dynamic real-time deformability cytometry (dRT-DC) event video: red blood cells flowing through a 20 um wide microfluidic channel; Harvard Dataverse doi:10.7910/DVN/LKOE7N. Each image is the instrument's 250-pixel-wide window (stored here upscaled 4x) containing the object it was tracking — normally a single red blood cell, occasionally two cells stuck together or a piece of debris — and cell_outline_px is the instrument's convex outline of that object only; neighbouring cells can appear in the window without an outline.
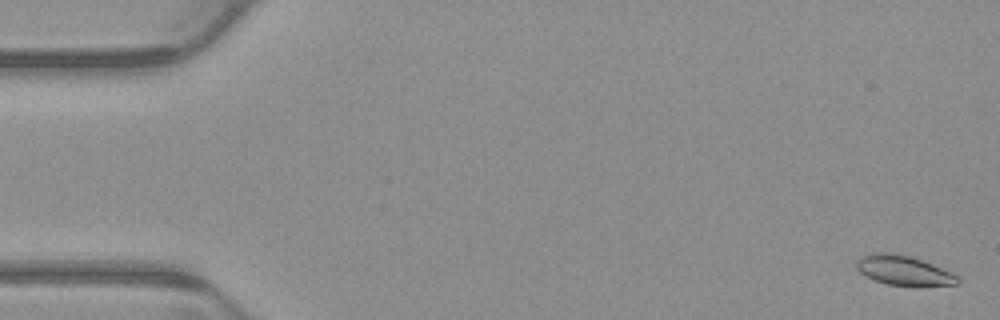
{"species": "common noctule bat (a hibernating species)", "species_latin": "Nyctalus noctula", "temperature_condition": "warm", "stored_images_in_passage": 4, "camera_frame_rate_fps": 3000, "um_per_image_px": 0.085, "animal": {"sex": "male", "body_mass_g": 23.1, "forearm_length_mm": 52.7}, "frame": {"image": 1, "passage_image": 1, "time_ms": 0.0, "image_size_px": [1000, 320], "cell_outline_px": [[960, 284], [916, 288], [888, 284], [876, 280], [860, 272], [856, 268], [856, 260], [860, 256], [872, 252], [892, 252], [908, 256], [932, 264], [952, 272], [960, 280]], "centroid_in_image_um": [76.84, 23.01], "position_along_channel_um": 8.2, "area_um2": 17.92}}